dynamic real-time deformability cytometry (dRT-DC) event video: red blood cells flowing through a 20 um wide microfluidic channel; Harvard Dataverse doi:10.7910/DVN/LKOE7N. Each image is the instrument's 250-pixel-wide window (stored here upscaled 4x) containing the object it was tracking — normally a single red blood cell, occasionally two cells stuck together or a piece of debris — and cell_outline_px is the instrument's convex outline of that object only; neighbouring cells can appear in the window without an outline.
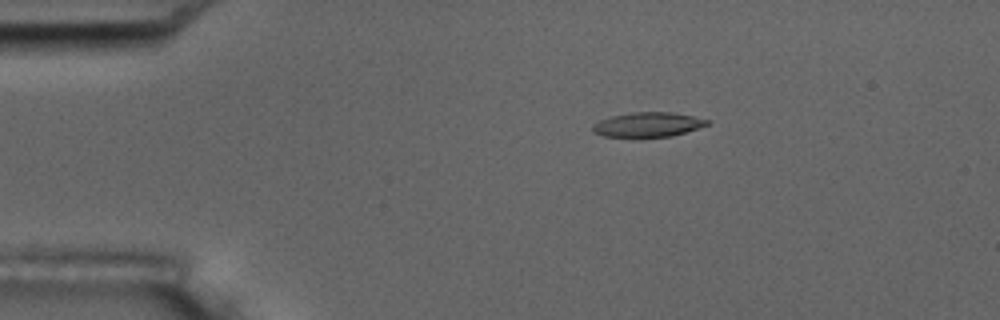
{"species": "common noctule bat (a hibernating species)", "species_latin": "Nyctalus noctula", "temperature_condition": "room temperature", "stored_images_in_passage": 7, "camera_frame_rate_fps": 3000, "um_per_image_px": 0.085, "animal": {"sex": "male", "body_mass_g": 17.5, "forearm_length_mm": 52.3}, "frame": {"image": 1, "passage_image": 3, "time_ms": 2.333, "image_size_px": [1000, 320], "cell_outline_px": [[708, 124], [672, 136], [640, 140], [604, 136], [592, 132], [592, 128], [600, 120], [612, 116], [632, 112], [672, 112], [692, 116], [708, 120]], "centroid_in_image_um": [55.0, 10.64], "position_along_channel_um": 30.0, "area_um2": 16.88}}
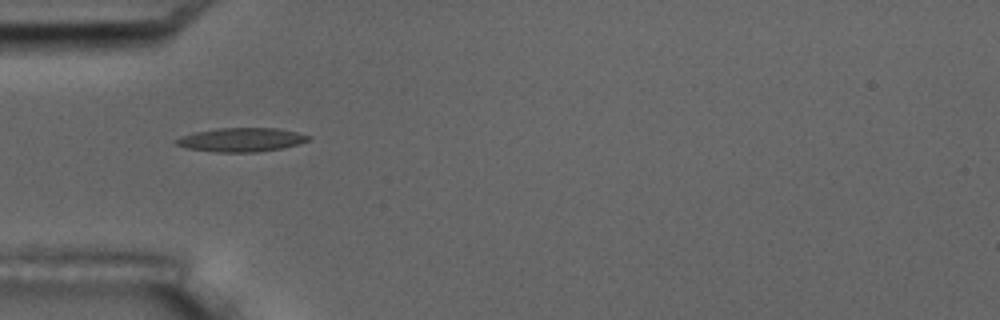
{"frame": {"image": 2, "passage_image": 5, "time_ms": 4.667, "image_size_px": [1000, 320], "cell_outline_px": [[312, 136], [308, 140], [300, 144], [280, 148], [256, 152], [216, 152], [188, 148], [176, 144], [176, 140], [180, 136], [196, 132], [216, 128], [276, 128], [296, 132]], "centroid_in_image_um": [20.53, 11.87], "position_along_channel_um": 64.5, "area_um2": 18.21}}